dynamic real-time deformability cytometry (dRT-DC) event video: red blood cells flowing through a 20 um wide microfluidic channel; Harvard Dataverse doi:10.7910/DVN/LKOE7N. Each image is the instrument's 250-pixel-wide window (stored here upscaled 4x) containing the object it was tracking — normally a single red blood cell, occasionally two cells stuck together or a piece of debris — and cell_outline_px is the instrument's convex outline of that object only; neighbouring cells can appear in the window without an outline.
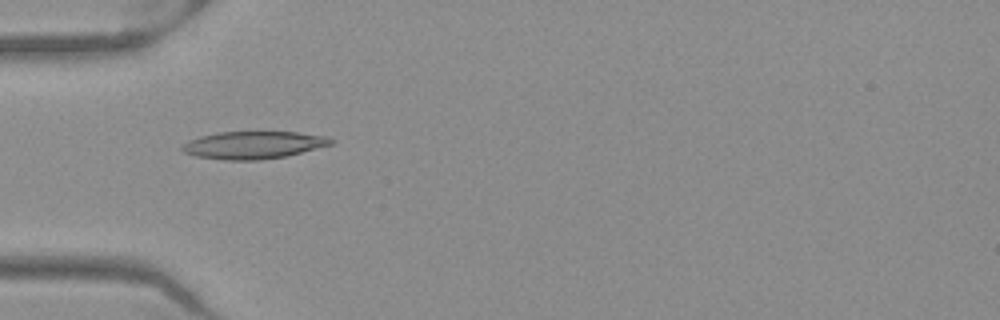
{"species": "Egyptian fruit bat (a non-hibernating species)", "species_latin": "Rousettus aegyptiacus", "temperature_condition": "warm", "stored_images_in_passage": 52, "camera_frame_rate_fps": 3000, "um_per_image_px": 0.085, "frame": {"image": 1, "passage_image": 17, "time_ms": 5.333, "image_size_px": [1000, 320], "cell_outline_px": [[336, 140], [332, 144], [284, 156], [260, 160], [224, 160], [196, 156], [184, 152], [180, 148], [188, 140], [200, 136], [220, 132], [296, 132], [328, 136]], "centroid_in_image_um": [21.54, 12.32], "position_along_channel_um": 63.5, "area_um2": 23.7}}
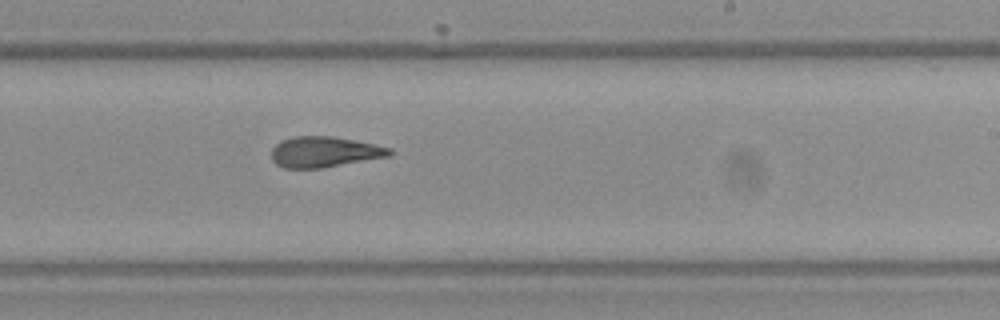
{"frame": {"image": 2, "passage_image": 32, "time_ms": 10.333, "image_size_px": [1000, 320], "cell_outline_px": [[396, 152], [392, 156], [324, 168], [284, 168], [276, 164], [272, 160], [272, 148], [276, 144], [292, 136], [332, 136], [392, 148]], "centroid_in_image_um": [27.62, 12.92], "position_along_channel_um": 261.4, "area_um2": 21.27}}
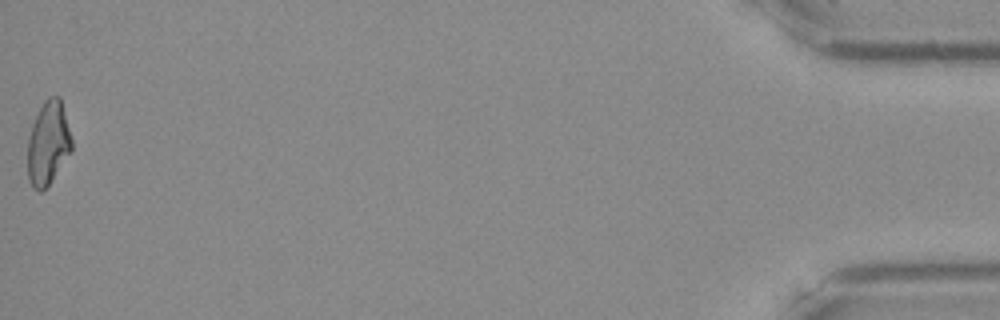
{"frame": {"image": 3, "passage_image": 52, "time_ms": 17.0, "image_size_px": [1000, 320], "cell_outline_px": [[72, 152], [48, 184], [40, 192], [32, 188], [28, 180], [28, 136], [32, 124], [44, 100], [48, 96], [60, 96], [72, 140]], "centroid_in_image_um": [4.09, 12.17], "position_along_channel_um": 431.1, "area_um2": 21.44}, "authors_computed_cell_mechanics": {"area_um2": 21.8773, "velocity_mm_per_s": 3.985, "shape_relaxation_time_tau1_ms": null, "shape_relaxation_time_tau2_ms": 3.3574, "deformation_change_tau1": null, "deformation_change_tau2": 0.1159}}